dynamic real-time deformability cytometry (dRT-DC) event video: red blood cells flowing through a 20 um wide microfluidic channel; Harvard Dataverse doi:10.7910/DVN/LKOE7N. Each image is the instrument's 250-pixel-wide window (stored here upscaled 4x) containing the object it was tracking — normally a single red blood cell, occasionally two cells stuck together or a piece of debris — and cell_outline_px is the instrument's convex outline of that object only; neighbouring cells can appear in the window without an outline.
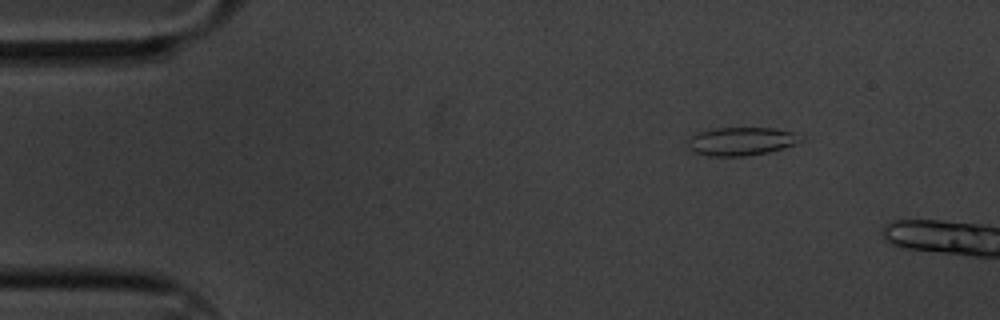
{"species": "common noctule bat (a hibernating species)", "species_latin": "Nyctalus noctula", "temperature_condition": "cold", "stored_images_in_passage": 4, "camera_frame_rate_fps": 3000, "um_per_image_px": 0.085, "animal": {"sex": "male", "body_mass_g": 20.1, "forearm_length_mm": 53.5}, "frame": {"image": 1, "passage_image": 3, "time_ms": 0.667, "image_size_px": [1000, 320], "cell_outline_px": [[804, 140], [796, 144], [768, 152], [744, 156], [708, 156], [696, 152], [688, 148], [688, 140], [692, 136], [700, 132], [716, 128], [776, 128], [792, 132], [804, 136]], "centroid_in_image_um": [63.05, 12.01], "position_along_channel_um": 21.9, "area_um2": 18.55}}